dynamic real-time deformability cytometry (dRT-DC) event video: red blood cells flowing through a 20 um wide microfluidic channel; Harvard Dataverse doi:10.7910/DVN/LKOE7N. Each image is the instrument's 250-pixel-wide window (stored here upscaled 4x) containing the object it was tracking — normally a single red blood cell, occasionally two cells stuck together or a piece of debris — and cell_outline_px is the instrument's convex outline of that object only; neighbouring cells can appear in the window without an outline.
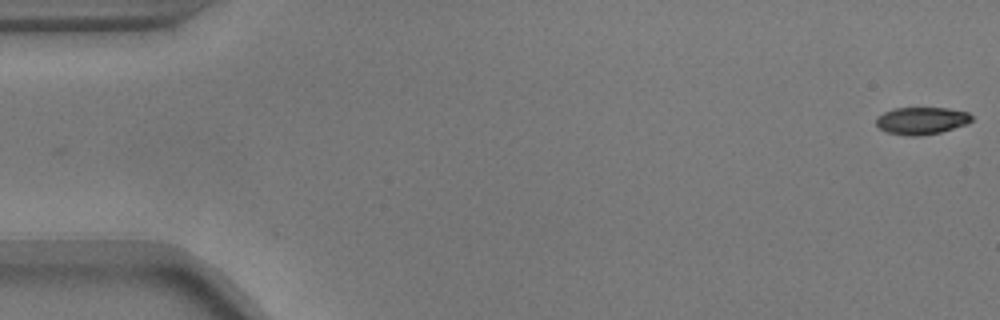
{"species": "common noctule bat (a hibernating species)", "species_latin": "Nyctalus noctula", "temperature_condition": "warm", "stored_images_in_passage": 55, "camera_frame_rate_fps": 3000, "um_per_image_px": 0.085, "animal": {"sex": "male", "body_mass_g": 17.9}, "frame": {"image": 1, "passage_image": 1, "time_ms": 0.0, "image_size_px": [1000, 320], "cell_outline_px": [[972, 120], [964, 124], [940, 132], [920, 136], [908, 136], [888, 132], [880, 128], [876, 124], [876, 116], [892, 108], [948, 108], [968, 112], [972, 116]], "centroid_in_image_um": [78.3, 10.25], "position_along_channel_um": 6.7, "area_um2": 15.09}}
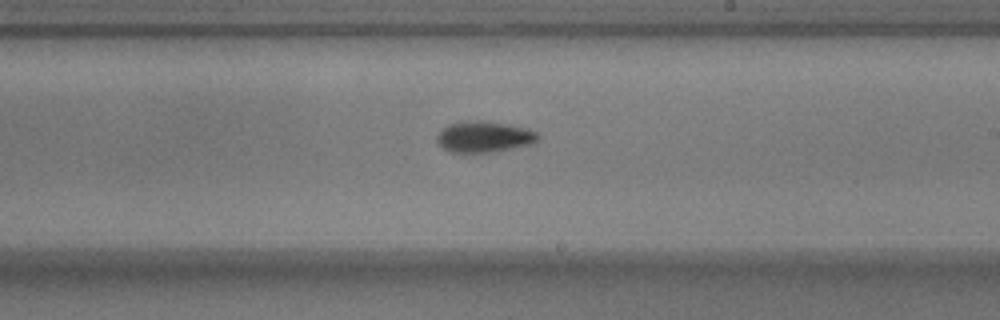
{"frame": {"image": 2, "passage_image": 32, "time_ms": 10.333, "image_size_px": [1000, 320], "cell_outline_px": [[540, 140], [532, 144], [496, 152], [452, 152], [444, 148], [436, 140], [436, 136], [448, 124], [464, 120], [480, 120], [528, 128], [536, 132], [540, 136]], "centroid_in_image_um": [41.18, 11.62], "position_along_channel_um": 247.8, "area_um2": 18.38}}
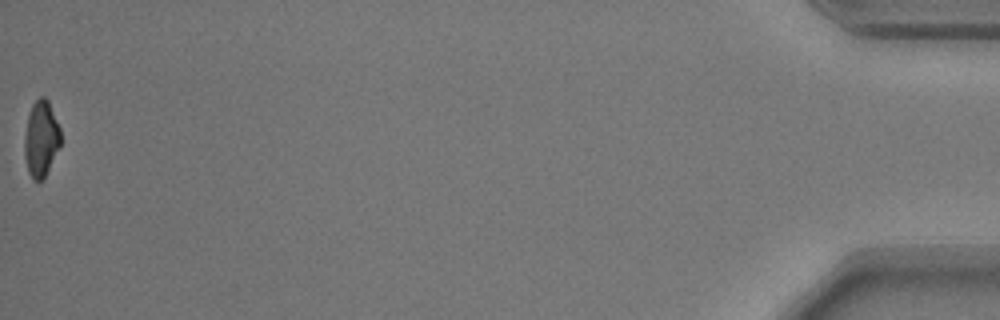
{"frame": {"image": 3, "passage_image": 55, "time_ms": 18.0, "image_size_px": [1000, 320], "cell_outline_px": [[60, 144], [44, 176], [40, 180], [32, 180], [28, 172], [24, 156], [24, 136], [28, 112], [32, 104], [40, 96], [44, 96], [48, 100], [60, 128]], "centroid_in_image_um": [3.46, 11.75], "position_along_channel_um": 431.7, "area_um2": 15.9}, "authors_computed_cell_mechanics": {"area_um2": 16.9354, "velocity_mm_per_s": 3.7034, "shape_relaxation_time_tau1_ms": 2.6797, "shape_relaxation_time_tau2_ms": null, "deformation_change_tau1": 0.1409, "deformation_change_tau2": null}}